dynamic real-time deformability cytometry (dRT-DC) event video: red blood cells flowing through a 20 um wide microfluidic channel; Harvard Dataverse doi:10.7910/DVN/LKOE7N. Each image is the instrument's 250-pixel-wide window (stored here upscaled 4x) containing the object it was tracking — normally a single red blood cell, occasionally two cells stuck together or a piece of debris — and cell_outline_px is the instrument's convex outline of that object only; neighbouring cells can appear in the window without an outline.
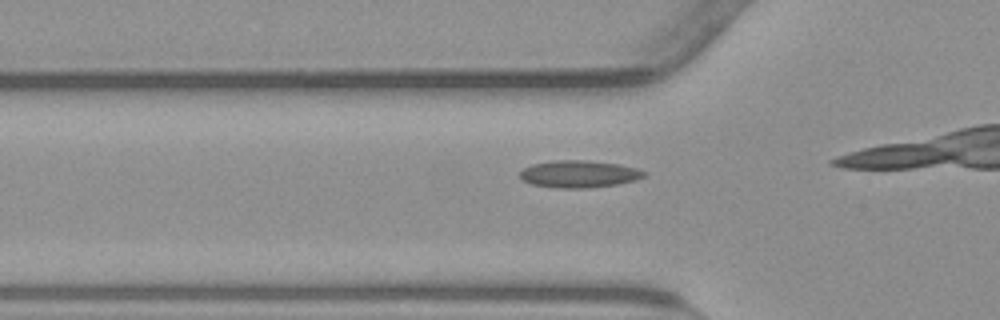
{"species": "common noctule bat (a hibernating species)", "species_latin": "Nyctalus noctula", "temperature_condition": "warm", "stored_images_in_passage": 10, "camera_frame_rate_fps": 3000, "um_per_image_px": 0.085, "animal": {"sex": "male", "body_mass_g": 23.1, "forearm_length_mm": 52.7}, "frame": {"image": 1, "passage_image": 5, "time_ms": 1.333, "image_size_px": [1000, 320], "cell_outline_px": [[648, 172], [644, 176], [636, 180], [616, 184], [588, 188], [556, 188], [532, 184], [524, 180], [520, 176], [520, 172], [524, 168], [532, 164], [552, 160], [588, 160], [620, 164], [636, 168]], "centroid_in_image_um": [49.23, 14.78], "position_along_channel_um": 76.6, "area_um2": 19.71}}